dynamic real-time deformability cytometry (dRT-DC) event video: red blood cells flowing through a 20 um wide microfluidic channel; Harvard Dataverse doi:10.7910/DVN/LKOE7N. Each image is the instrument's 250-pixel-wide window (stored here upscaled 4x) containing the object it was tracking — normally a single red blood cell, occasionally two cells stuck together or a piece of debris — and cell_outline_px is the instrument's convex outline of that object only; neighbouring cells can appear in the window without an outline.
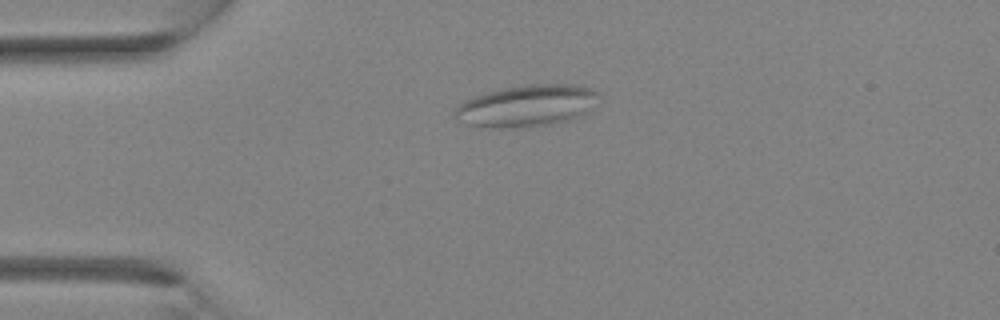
{"species": "Egyptian fruit bat (a non-hibernating species)", "species_latin": "Rousettus aegyptiacus", "temperature_condition": "room temperature", "stored_images_in_passage": 27, "camera_frame_rate_fps": 3000, "um_per_image_px": 0.085, "animal": {"sex": "female"}, "frame": {"image": 1, "passage_image": 1, "time_ms": 0.0, "image_size_px": [1000, 320], "cell_outline_px": [[596, 92], [588, 112], [572, 120], [552, 124], [496, 128], [484, 128], [468, 124], [460, 120], [452, 112], [464, 100], [472, 96], [504, 88], [524, 84], [572, 84], [592, 88]], "centroid_in_image_um": [44.72, 8.99], "position_along_channel_um": 40.3, "area_um2": 34.62}}
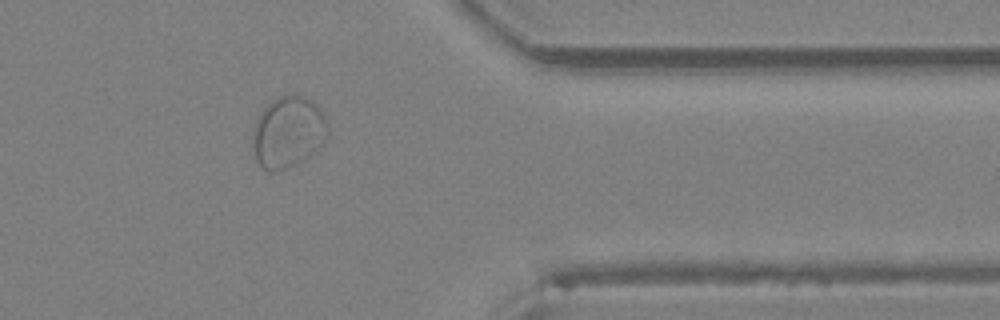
{"frame": {"image": 2, "passage_image": 21, "time_ms": 6.667, "image_size_px": [1000, 320], "cell_outline_px": [[328, 136], [316, 152], [296, 164], [272, 172], [268, 172], [260, 168], [256, 160], [256, 120], [260, 112], [272, 100], [288, 92], [304, 96], [312, 100], [316, 104], [324, 116], [328, 124]], "centroid_in_image_um": [24.55, 11.2], "position_along_channel_um": 386.9, "area_um2": 31.04}}
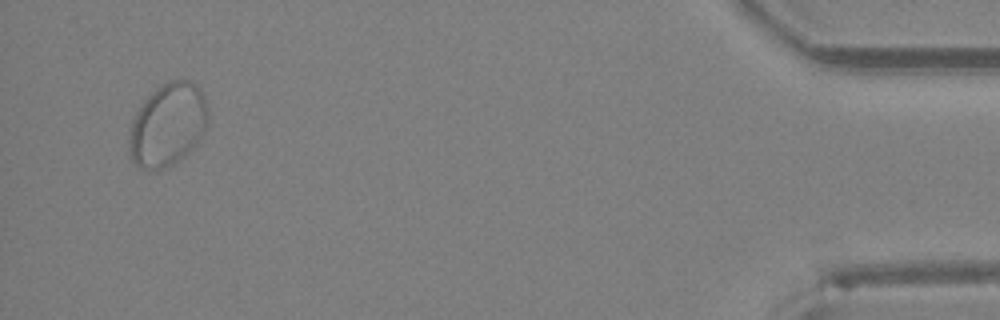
{"frame": {"image": 3, "passage_image": 26, "time_ms": 8.333, "image_size_px": [1000, 320], "cell_outline_px": [[208, 120], [204, 132], [196, 144], [180, 160], [160, 172], [140, 168], [132, 160], [128, 152], [128, 140], [132, 120], [136, 112], [144, 100], [156, 88], [168, 80], [188, 80], [196, 84], [200, 88], [208, 104]], "centroid_in_image_um": [14.25, 10.63], "position_along_channel_um": 420.9, "area_um2": 38.73}}